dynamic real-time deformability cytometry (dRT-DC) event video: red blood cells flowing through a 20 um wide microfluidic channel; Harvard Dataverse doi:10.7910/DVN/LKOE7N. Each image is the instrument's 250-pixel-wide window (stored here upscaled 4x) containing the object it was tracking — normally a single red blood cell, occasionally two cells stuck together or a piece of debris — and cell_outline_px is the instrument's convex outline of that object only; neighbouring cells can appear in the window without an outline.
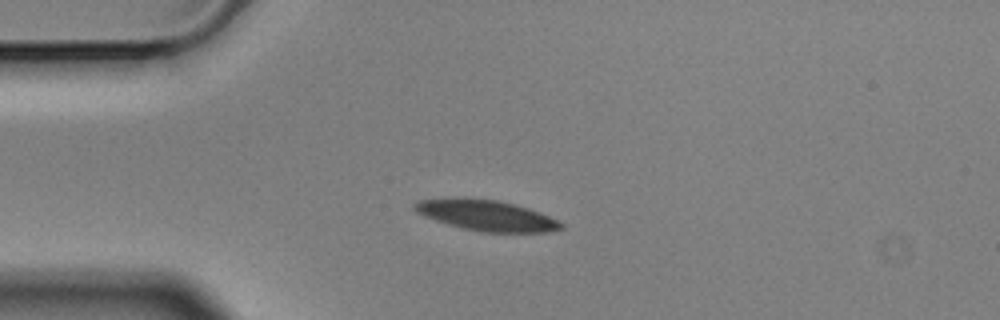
{"species": "Egyptian fruit bat (a non-hibernating species)", "species_latin": "Rousettus aegyptiacus", "temperature_condition": "cold", "stored_images_in_passage": 44, "camera_frame_rate_fps": 3000, "um_per_image_px": 0.085, "animal": {"sex": "male"}, "frame": {"image": 1, "passage_image": 1, "time_ms": 0.0, "image_size_px": [1000, 320], "cell_outline_px": [[564, 228], [548, 232], [480, 232], [448, 224], [424, 216], [416, 212], [412, 208], [412, 204], [420, 200], [496, 200], [528, 208], [540, 212], [560, 220], [564, 224]], "centroid_in_image_um": [41.44, 18.35], "position_along_channel_um": 43.6, "area_um2": 25.37}}
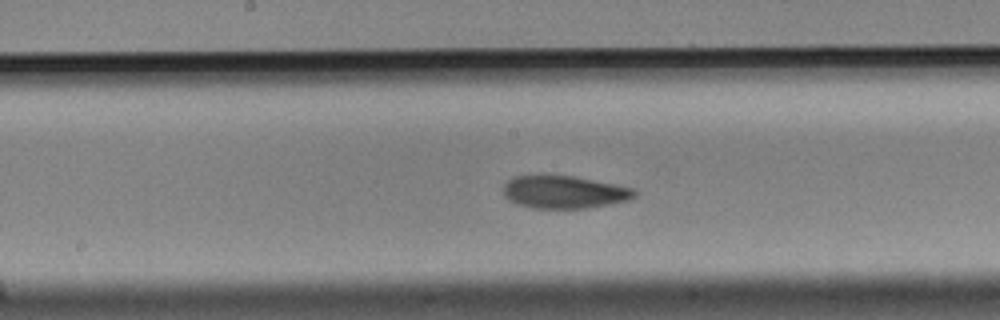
{"frame": {"image": 2, "passage_image": 16, "time_ms": 5.0, "image_size_px": [1000, 320], "cell_outline_px": [[636, 196], [628, 200], [588, 208], [532, 208], [516, 204], [508, 200], [504, 196], [504, 180], [512, 176], [540, 172], [572, 176], [632, 188], [636, 192]], "centroid_in_image_um": [47.82, 16.28], "position_along_channel_um": 200.4, "area_um2": 25.66}}
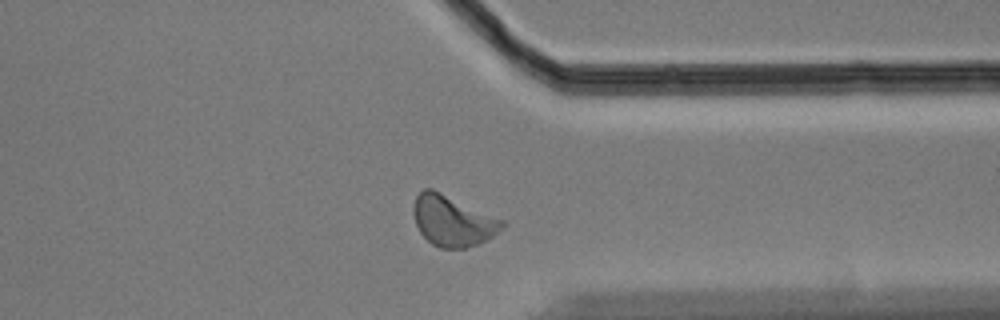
{"frame": {"image": 3, "passage_image": 31, "time_ms": 10.0, "image_size_px": [1000, 320], "cell_outline_px": [[504, 228], [488, 240], [480, 244], [464, 248], [440, 248], [432, 244], [420, 232], [416, 224], [412, 212], [412, 208], [416, 196], [424, 188], [432, 188], [504, 220]], "centroid_in_image_um": [38.48, 18.77], "position_along_channel_um": 372.9, "area_um2": 26.3}, "authors_computed_cell_mechanics": {"area_um2": 25.4609, "velocity_mm_per_s": 3.5101, "shape_relaxation_time_tau1_ms": 3.847, "shape_relaxation_time_tau2_ms": 3.6069, "deformation_change_tau1": 0.109, "deformation_change_tau2": 0.0981}}